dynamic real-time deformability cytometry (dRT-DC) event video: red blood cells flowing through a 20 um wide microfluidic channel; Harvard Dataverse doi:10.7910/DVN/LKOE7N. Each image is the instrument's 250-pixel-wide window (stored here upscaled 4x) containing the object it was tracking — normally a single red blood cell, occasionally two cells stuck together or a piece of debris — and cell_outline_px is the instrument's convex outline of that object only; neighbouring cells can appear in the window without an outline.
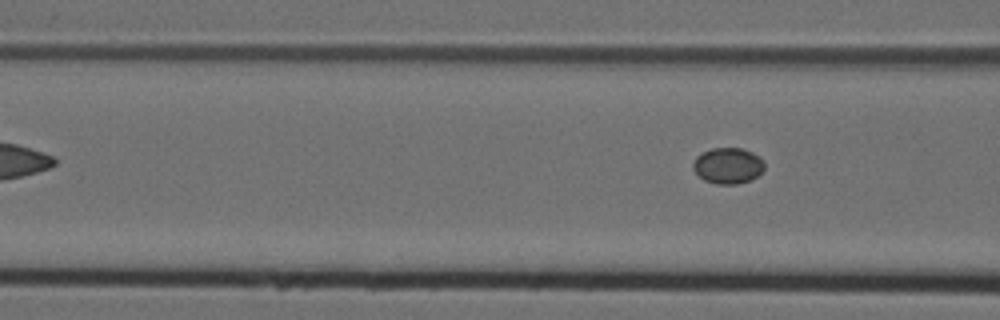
{"species": "Egyptian fruit bat (a non-hibernating species)", "species_latin": "Rousettus aegyptiacus", "temperature_condition": "cold", "stored_images_in_passage": 4, "camera_frame_rate_fps": 3000, "um_per_image_px": 0.085, "animal": {"sex": "female"}, "frame": {"image": 1, "passage_image": 4, "time_ms": 1.0, "image_size_px": [1000, 320], "cell_outline_px": [[764, 168], [752, 180], [736, 184], [716, 184], [704, 180], [692, 168], [692, 164], [696, 156], [712, 148], [740, 148], [752, 152], [760, 156], [764, 160]], "centroid_in_image_um": [61.88, 14.08], "position_along_channel_um": 104.7, "area_um2": 14.97}}